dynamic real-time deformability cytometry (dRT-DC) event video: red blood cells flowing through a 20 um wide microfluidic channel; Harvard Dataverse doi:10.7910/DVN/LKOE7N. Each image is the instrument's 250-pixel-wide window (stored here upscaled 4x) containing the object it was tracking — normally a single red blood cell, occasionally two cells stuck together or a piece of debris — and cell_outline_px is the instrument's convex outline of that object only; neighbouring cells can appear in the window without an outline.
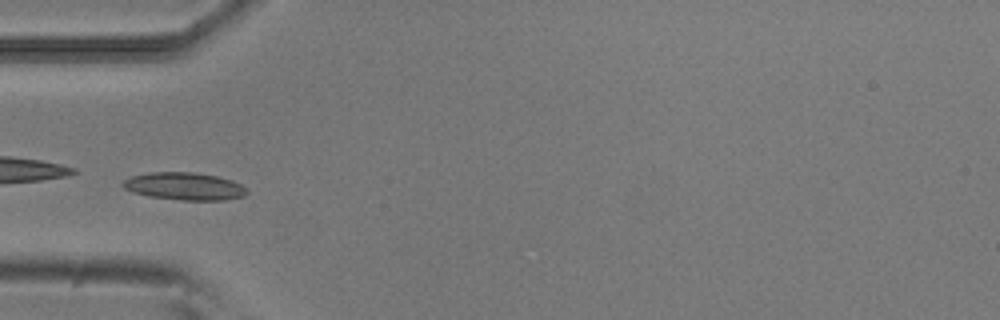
{"species": "common noctule bat (a hibernating species)", "species_latin": "Nyctalus noctula", "temperature_condition": "room temperature", "stored_images_in_passage": 37, "camera_frame_rate_fps": 3000, "um_per_image_px": 0.085, "animal": {"sex": "male", "body_mass_g": 20.5, "forearm_length_mm": 52.5}, "frame": {"image": 1, "passage_image": 1, "time_ms": 0.0, "image_size_px": [1000, 320], "cell_outline_px": [[248, 192], [244, 196], [224, 200], [180, 200], [148, 196], [132, 192], [124, 188], [120, 184], [124, 180], [132, 176], [148, 172], [196, 172], [216, 176], [232, 180], [240, 184]], "centroid_in_image_um": [15.64, 15.83], "position_along_channel_um": 69.4, "area_um2": 19.94}}
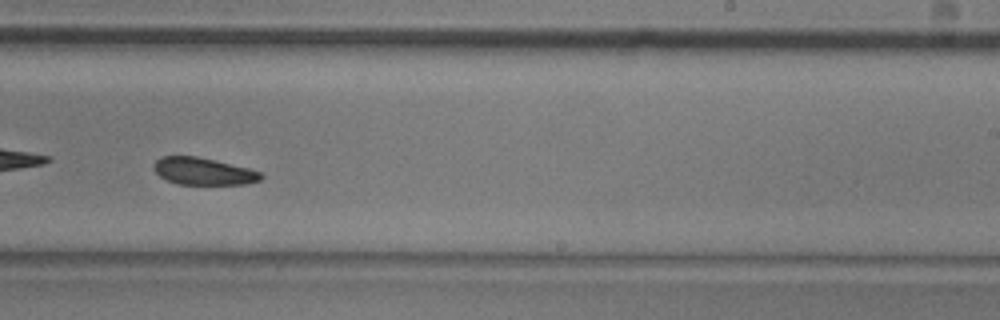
{"frame": {"image": 2, "passage_image": 17, "time_ms": 5.333, "image_size_px": [1000, 320], "cell_outline_px": [[264, 176], [260, 180], [248, 184], [176, 184], [160, 176], [152, 168], [152, 164], [160, 156], [196, 156], [216, 160], [248, 168], [260, 172]], "centroid_in_image_um": [17.26, 14.55], "position_along_channel_um": 271.7, "area_um2": 17.05}}
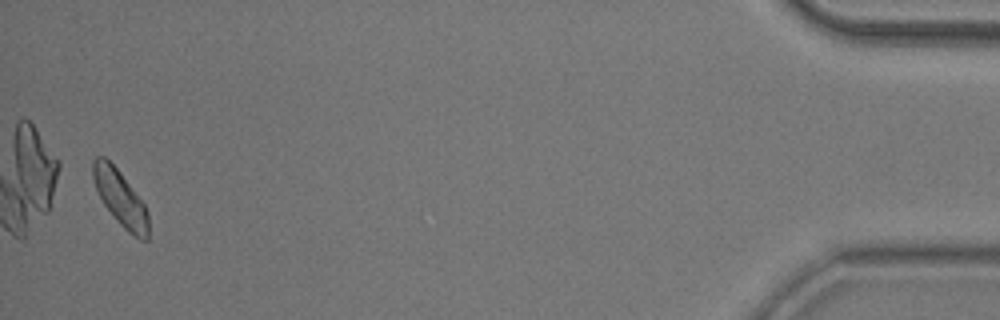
{"frame": {"image": 3, "passage_image": 36, "time_ms": 11.667, "image_size_px": [1000, 320], "cell_outline_px": [[148, 240], [140, 240], [128, 232], [116, 220], [104, 204], [96, 188], [92, 176], [92, 160], [96, 156], [104, 156], [120, 172], [144, 204], [148, 212]], "centroid_in_image_um": [10.22, 16.84], "position_along_channel_um": 425.0, "area_um2": 17.74}, "authors_computed_cell_mechanics": {"area_um2": 17.8024, "velocity_mm_per_s": 3.7867, "shape_relaxation_time_tau1_ms": 3.8567, "shape_relaxation_time_tau2_ms": null, "deformation_change_tau1": 0.0828, "deformation_change_tau2": null}}